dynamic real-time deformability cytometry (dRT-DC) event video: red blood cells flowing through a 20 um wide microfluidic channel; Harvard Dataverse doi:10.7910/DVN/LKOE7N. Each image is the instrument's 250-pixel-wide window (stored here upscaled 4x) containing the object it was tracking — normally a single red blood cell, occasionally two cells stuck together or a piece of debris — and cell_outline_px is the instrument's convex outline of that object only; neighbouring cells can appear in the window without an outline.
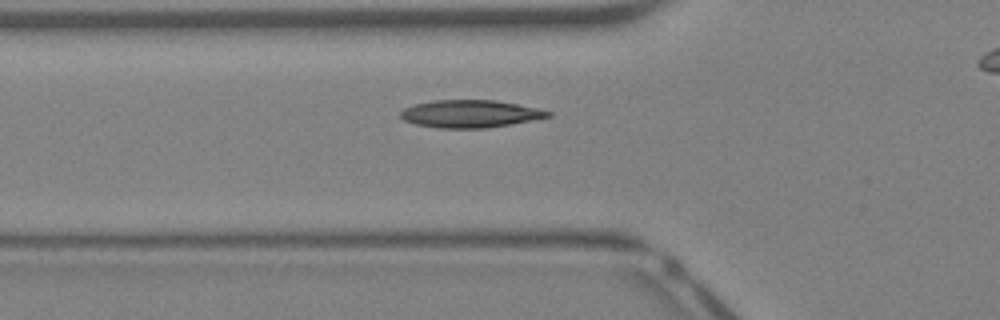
{"species": "Egyptian fruit bat (a non-hibernating species)", "species_latin": "Rousettus aegyptiacus", "temperature_condition": "warm", "stored_images_in_passage": 26, "camera_frame_rate_fps": 3000, "um_per_image_px": 0.085, "animal": {"sex": "female"}, "frame": {"image": 1, "passage_image": 3, "time_ms": 0.667, "image_size_px": [1000, 320], "cell_outline_px": [[552, 116], [512, 124], [484, 128], [440, 128], [416, 124], [404, 120], [400, 116], [400, 112], [404, 108], [416, 104], [432, 100], [496, 100], [540, 108], [552, 112]], "centroid_in_image_um": [40.0, 9.67], "position_along_channel_um": 85.8, "area_um2": 23.7}}
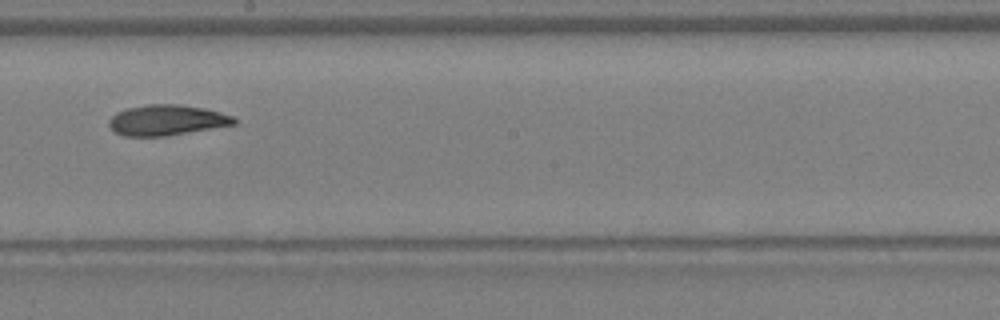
{"frame": {"image": 2, "passage_image": 12, "time_ms": 3.667, "image_size_px": [1000, 320], "cell_outline_px": [[236, 124], [164, 136], [124, 136], [116, 132], [108, 124], [108, 120], [116, 112], [128, 108], [148, 104], [176, 104], [204, 108], [220, 112], [232, 116], [236, 120]], "centroid_in_image_um": [14.15, 10.2], "position_along_channel_um": 234.0, "area_um2": 22.02}}
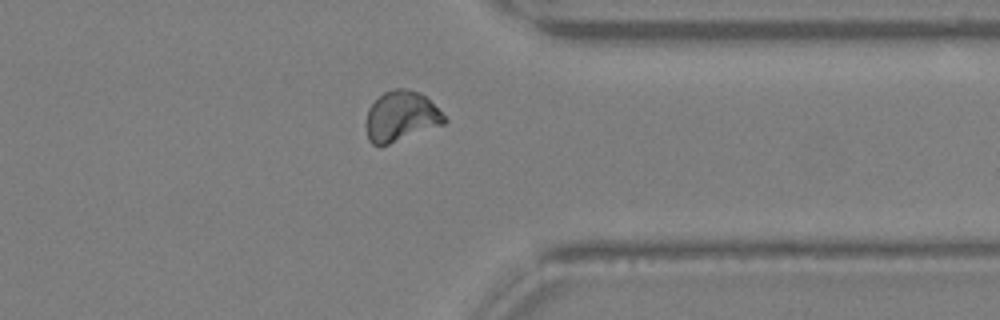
{"frame": {"image": 3, "passage_image": 21, "time_ms": 6.667, "image_size_px": [1000, 320], "cell_outline_px": [[448, 120], [444, 124], [380, 148], [372, 144], [368, 140], [364, 124], [368, 108], [384, 92], [396, 88], [404, 88], [420, 92]], "centroid_in_image_um": [34.03, 9.93], "position_along_channel_um": 377.4, "area_um2": 23.12}, "authors_computed_cell_mechanics": {"area_um2": 22.2241, "velocity_mm_per_s": 4.9339, "shape_relaxation_time_tau1_ms": null, "shape_relaxation_time_tau2_ms": 10.3854, "deformation_change_tau1": null, "deformation_change_tau2": 0.1825}}